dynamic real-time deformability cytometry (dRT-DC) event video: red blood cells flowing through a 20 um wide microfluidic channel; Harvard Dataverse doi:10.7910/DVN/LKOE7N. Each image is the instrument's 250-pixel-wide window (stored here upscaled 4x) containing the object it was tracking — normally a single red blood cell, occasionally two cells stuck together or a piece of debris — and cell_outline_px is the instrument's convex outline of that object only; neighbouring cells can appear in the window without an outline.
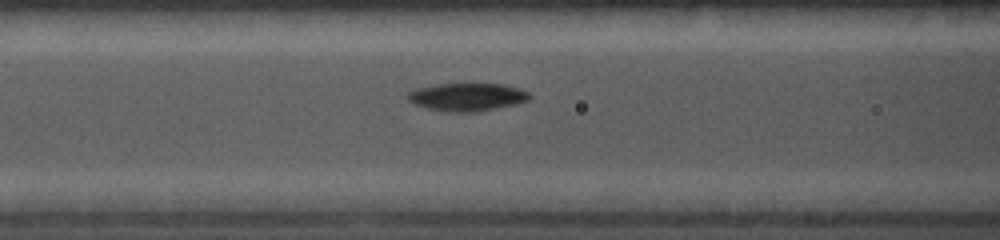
{"species": "common noctule bat (a hibernating species)", "species_latin": "Nyctalus noctula", "temperature_condition": "cold", "stored_images_in_passage": 6, "camera_frame_rate_fps": 5000, "um_per_image_px": 0.085, "animal": {"sex": "female", "body_mass_g": 19.0, "forearm_length_mm": 56.7}, "frame": {"image": 1, "passage_image": 4, "time_ms": 1.4, "image_size_px": [1000, 240], "cell_outline_px": [[532, 96], [528, 100], [516, 104], [476, 112], [444, 112], [428, 108], [416, 104], [408, 100], [408, 92], [416, 88], [436, 84], [504, 84], [520, 88], [528, 92]], "centroid_in_image_um": [39.72, 8.24], "position_along_channel_um": 126.9, "area_um2": 19.83}}
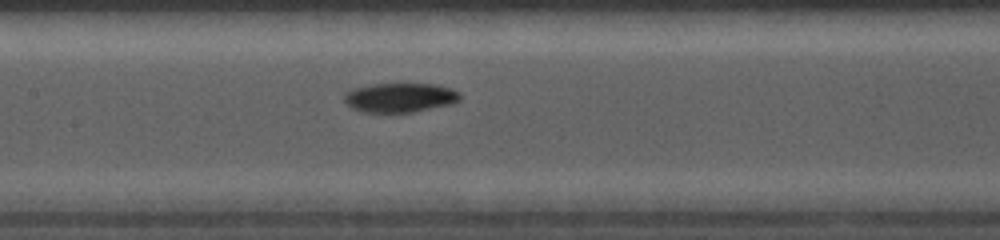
{"frame": {"image": 2, "passage_image": 6, "time_ms": 2.4, "image_size_px": [1000, 240], "cell_outline_px": [[460, 100], [452, 104], [412, 112], [360, 112], [352, 108], [344, 100], [344, 92], [356, 88], [372, 84], [436, 84], [452, 88], [460, 92]], "centroid_in_image_um": [34.02, 8.29], "position_along_channel_um": 173.4, "area_um2": 19.83}}